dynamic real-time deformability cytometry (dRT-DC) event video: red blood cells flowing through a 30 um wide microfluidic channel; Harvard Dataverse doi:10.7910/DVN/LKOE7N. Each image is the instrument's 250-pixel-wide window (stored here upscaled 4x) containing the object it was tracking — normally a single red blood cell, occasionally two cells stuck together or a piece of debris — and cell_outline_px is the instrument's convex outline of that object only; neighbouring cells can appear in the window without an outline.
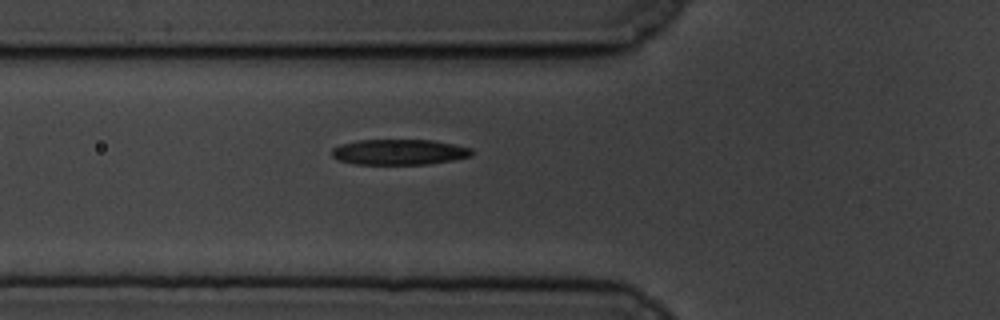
{"species": "common noctule bat (a hibernating species)", "species_latin": "Nyctalus noctula", "temperature_condition": "cold", "stored_images_in_passage": 25, "camera_frame_rate_fps": 3000, "um_per_image_px": 0.085, "animal": {"sex": "male", "body_mass_g": 19.5, "forearm_length_mm": 54.6}, "frame": {"image": 1, "passage_image": 3, "time_ms": 0.667, "image_size_px": [1000, 320], "cell_outline_px": [[472, 156], [452, 160], [428, 164], [356, 164], [340, 160], [332, 156], [332, 148], [340, 144], [356, 140], [432, 140], [472, 148]], "centroid_in_image_um": [33.92, 12.92], "position_along_channel_um": 91.9, "area_um2": 20.75}}
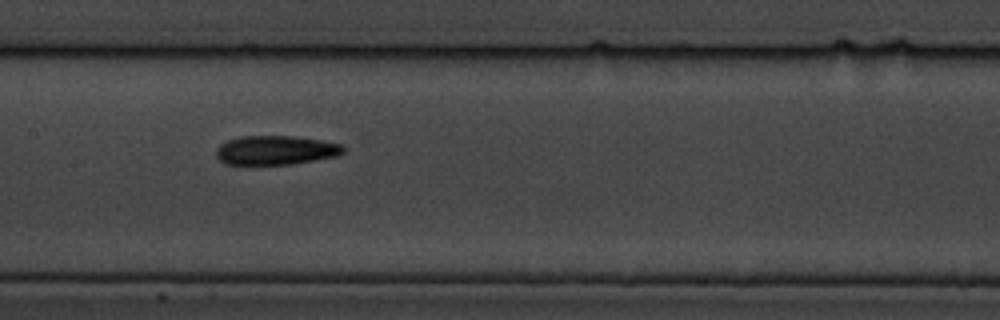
{"frame": {"image": 2, "passage_image": 11, "time_ms": 3.333, "image_size_px": [1000, 320], "cell_outline_px": [[344, 152], [336, 156], [316, 160], [292, 164], [224, 164], [216, 156], [216, 148], [220, 144], [228, 140], [240, 136], [292, 136], [320, 140], [344, 144]], "centroid_in_image_um": [23.43, 12.76], "position_along_channel_um": 184.0, "area_um2": 21.62}}
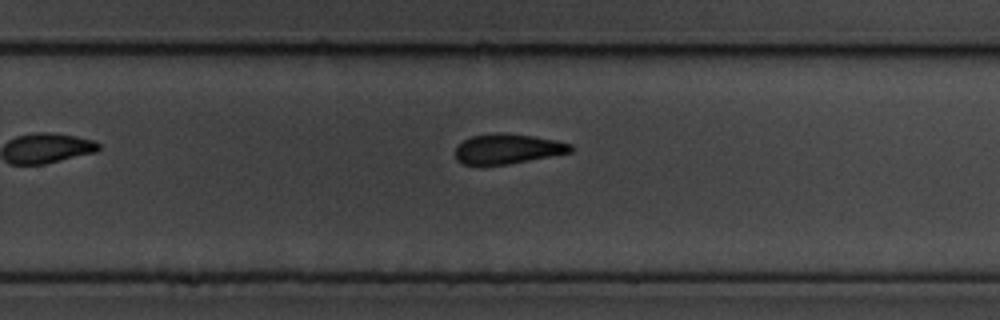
{"frame": {"image": 3, "passage_image": 20, "time_ms": 6.333, "image_size_px": [1000, 320], "cell_outline_px": [[572, 152], [508, 164], [464, 164], [456, 160], [456, 148], [464, 140], [472, 136], [496, 132], [504, 132], [532, 136], [556, 140], [572, 144]], "centroid_in_image_um": [43.16, 12.64], "position_along_channel_um": 286.6, "area_um2": 19.94}}